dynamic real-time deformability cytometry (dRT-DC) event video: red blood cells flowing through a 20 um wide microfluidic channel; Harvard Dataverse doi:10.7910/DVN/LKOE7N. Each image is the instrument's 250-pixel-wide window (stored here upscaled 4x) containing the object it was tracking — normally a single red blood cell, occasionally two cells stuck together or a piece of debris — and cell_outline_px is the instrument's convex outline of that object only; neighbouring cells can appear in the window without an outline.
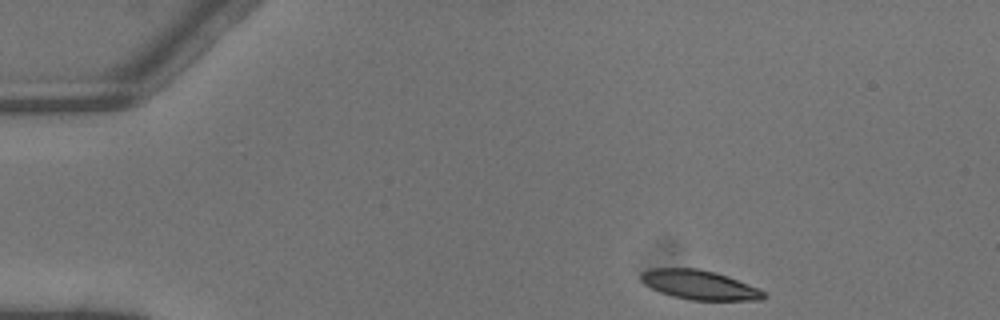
{"species": "common noctule bat (a hibernating species)", "species_latin": "Nyctalus noctula", "temperature_condition": "warm", "stored_images_in_passage": 1, "camera_frame_rate_fps": 3000, "um_per_image_px": 0.085, "animal": {"sex": "male", "body_mass_g": 13.3}, "frame": {"image": 1, "passage_image": 1, "time_ms": 0.0, "image_size_px": [1000, 320], "cell_outline_px": [[768, 296], [764, 300], [688, 300], [672, 296], [660, 292], [644, 284], [640, 280], [640, 272], [652, 268], [696, 268], [716, 272], [728, 276], [760, 288]], "centroid_in_image_um": [59.47, 24.21], "position_along_channel_um": 25.5, "area_um2": 21.27}}